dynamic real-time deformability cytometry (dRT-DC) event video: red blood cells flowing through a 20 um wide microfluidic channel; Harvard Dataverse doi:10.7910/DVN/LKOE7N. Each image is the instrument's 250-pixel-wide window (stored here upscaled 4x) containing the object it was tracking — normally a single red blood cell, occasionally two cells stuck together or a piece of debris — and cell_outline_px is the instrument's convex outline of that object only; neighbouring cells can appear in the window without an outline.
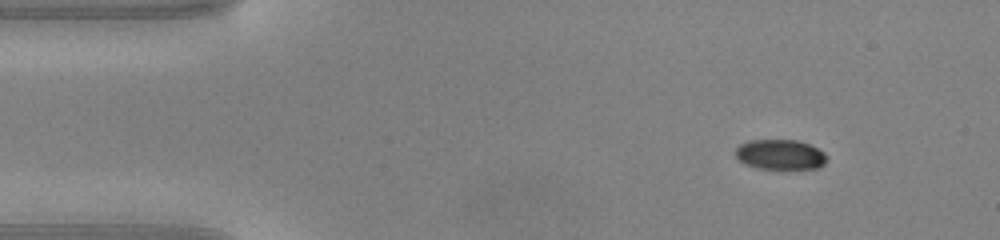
{"species": "common noctule bat (a hibernating species)", "species_latin": "Nyctalus noctula", "temperature_condition": "warm", "stored_images_in_passage": 44, "camera_frame_rate_fps": 3000, "um_per_image_px": 0.085, "animal": {"sex": "male", "body_mass_g": 20.0, "forearm_length_mm": 53.3}, "frame": {"image": 1, "passage_image": 1, "time_ms": 0.0, "image_size_px": [1000, 240], "cell_outline_px": [[828, 156], [824, 164], [816, 168], [756, 168], [744, 164], [736, 156], [736, 148], [740, 144], [748, 140], [796, 140], [808, 144], [824, 152]], "centroid_in_image_um": [66.3, 13.13], "position_along_channel_um": 18.7, "area_um2": 15.84}}
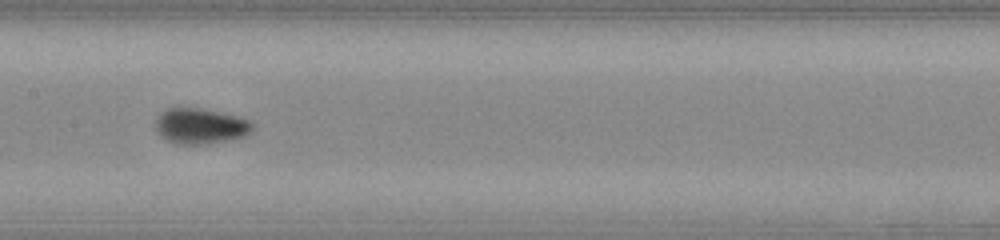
{"frame": {"image": 2, "passage_image": 19, "time_ms": 6.0, "image_size_px": [1000, 240], "cell_outline_px": [[252, 128], [248, 132], [240, 136], [224, 140], [204, 144], [180, 144], [168, 140], [156, 128], [156, 120], [160, 112], [168, 108], [200, 108], [236, 116], [248, 120], [252, 124]], "centroid_in_image_um": [16.99, 10.69], "position_along_channel_um": 190.4, "area_um2": 19.31}}
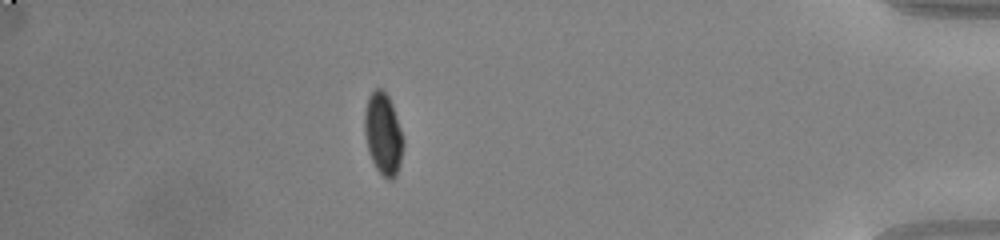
{"frame": {"image": 3, "passage_image": 38, "time_ms": 12.333, "image_size_px": [1000, 240], "cell_outline_px": [[404, 144], [400, 164], [396, 176], [392, 180], [388, 180], [376, 168], [372, 160], [368, 148], [364, 132], [364, 112], [368, 96], [376, 88], [380, 88], [388, 96], [392, 104], [404, 140]], "centroid_in_image_um": [32.57, 11.39], "position_along_channel_um": 402.6, "area_um2": 18.38}, "authors_computed_cell_mechanics": {"area_um2": 18.1203, "velocity_mm_per_s": 4.1628, "shape_relaxation_time_tau1_ms": 3.0448, "shape_relaxation_time_tau2_ms": null, "deformation_change_tau1": 0.1461, "deformation_change_tau2": null}}